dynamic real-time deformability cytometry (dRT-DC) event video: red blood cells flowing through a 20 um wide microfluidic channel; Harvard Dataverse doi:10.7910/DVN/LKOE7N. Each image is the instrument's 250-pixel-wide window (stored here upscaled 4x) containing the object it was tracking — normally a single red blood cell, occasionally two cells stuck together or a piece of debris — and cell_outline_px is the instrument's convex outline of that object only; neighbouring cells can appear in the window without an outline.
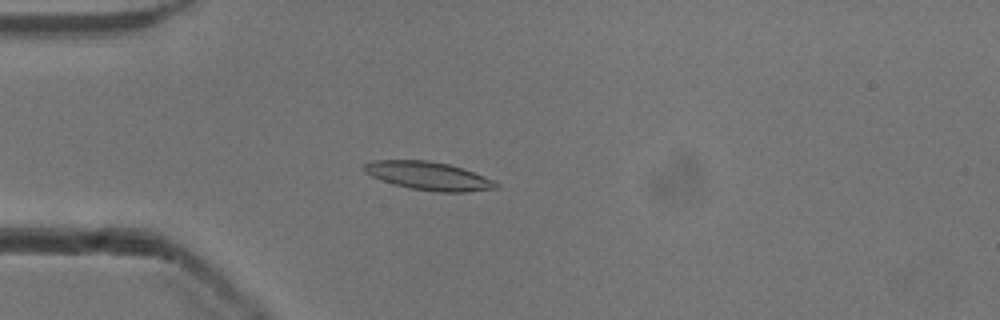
{"species": "common noctule bat (a hibernating species)", "species_latin": "Nyctalus noctula", "temperature_condition": "cold", "stored_images_in_passage": 52, "camera_frame_rate_fps": 3000, "um_per_image_px": 0.085, "animal": {"sex": "male", "body_mass_g": 13.3}, "frame": {"image": 1, "passage_image": 14, "time_ms": 4.333, "image_size_px": [1000, 320], "cell_outline_px": [[500, 188], [468, 192], [440, 192], [412, 188], [396, 184], [372, 176], [364, 172], [364, 164], [372, 160], [428, 160], [448, 164], [472, 172], [492, 180], [500, 184]], "centroid_in_image_um": [36.45, 14.95], "position_along_channel_um": 48.6, "area_um2": 21.39}}
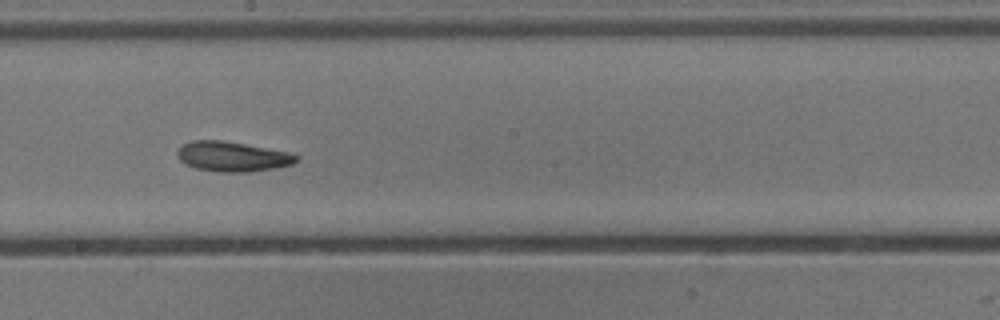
{"frame": {"image": 2, "passage_image": 29, "time_ms": 9.333, "image_size_px": [1000, 320], "cell_outline_px": [[300, 156], [292, 164], [272, 168], [248, 172], [220, 172], [196, 168], [180, 160], [176, 152], [184, 144], [192, 140], [220, 140], [244, 144], [288, 152]], "centroid_in_image_um": [19.74, 13.3], "position_along_channel_um": 228.5, "area_um2": 20.35}}
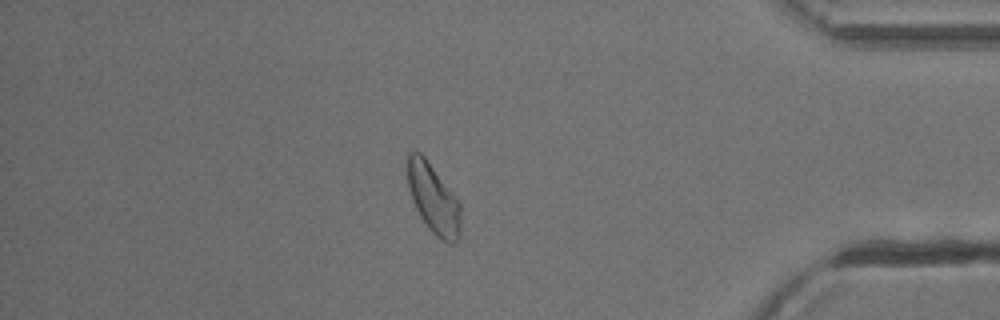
{"frame": {"image": 3, "passage_image": 45, "time_ms": 14.667, "image_size_px": [1000, 320], "cell_outline_px": [[460, 236], [456, 244], [448, 244], [440, 240], [428, 228], [420, 216], [412, 200], [408, 188], [408, 152], [420, 152], [424, 156], [460, 204]], "centroid_in_image_um": [36.84, 16.96], "position_along_channel_um": 398.4, "area_um2": 21.33}, "authors_computed_cell_mechanics": {"area_um2": 20.519, "velocity_mm_per_s": 3.8887, "shape_relaxation_time_tau1_ms": 5.114, "shape_relaxation_time_tau2_ms": 6.1095, "deformation_change_tau1": 0.1533, "deformation_change_tau2": 0.1596}}